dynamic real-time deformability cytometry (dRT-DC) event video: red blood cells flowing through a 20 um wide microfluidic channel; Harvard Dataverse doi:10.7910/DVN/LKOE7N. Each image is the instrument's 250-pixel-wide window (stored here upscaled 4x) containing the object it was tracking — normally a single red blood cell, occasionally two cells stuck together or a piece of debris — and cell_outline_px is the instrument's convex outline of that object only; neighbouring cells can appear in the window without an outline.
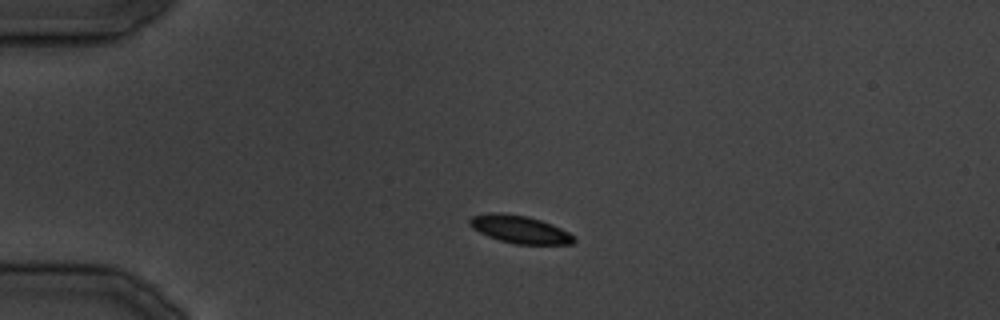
{"species": "common noctule bat (a hibernating species)", "species_latin": "Nyctalus noctula", "temperature_condition": "cold", "stored_images_in_passage": 19, "camera_frame_rate_fps": 3000, "um_per_image_px": 0.085, "animal": {"sex": "male", "body_mass_g": 19.5, "forearm_length_mm": 54.6}, "frame": {"image": 1, "passage_image": 1, "time_ms": 0.0, "image_size_px": [1000, 320], "cell_outline_px": [[576, 240], [572, 244], [516, 244], [500, 240], [488, 236], [472, 228], [468, 224], [468, 220], [472, 216], [488, 212], [504, 212], [528, 216], [552, 224], [576, 236]], "centroid_in_image_um": [44.17, 19.48], "position_along_channel_um": 40.8, "area_um2": 16.99}}
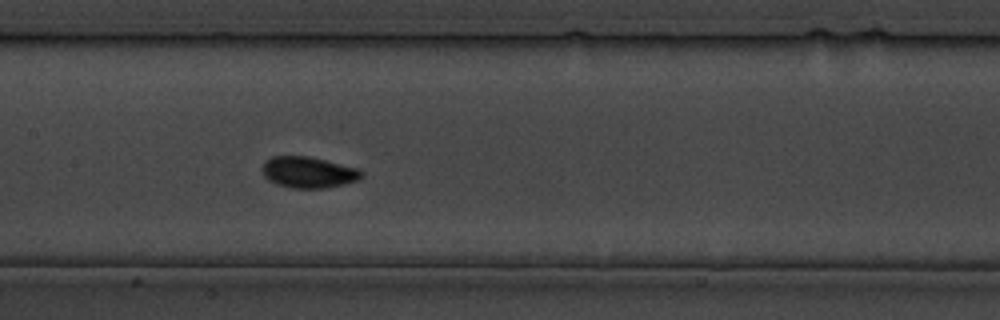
{"frame": {"image": 2, "passage_image": 10, "time_ms": 11.333, "image_size_px": [1000, 320], "cell_outline_px": [[364, 176], [360, 180], [344, 184], [324, 188], [292, 188], [276, 184], [268, 180], [264, 176], [264, 160], [272, 156], [308, 156], [356, 168], [364, 172]], "centroid_in_image_um": [26.23, 14.65], "position_along_channel_um": 181.2, "area_um2": 17.98}}
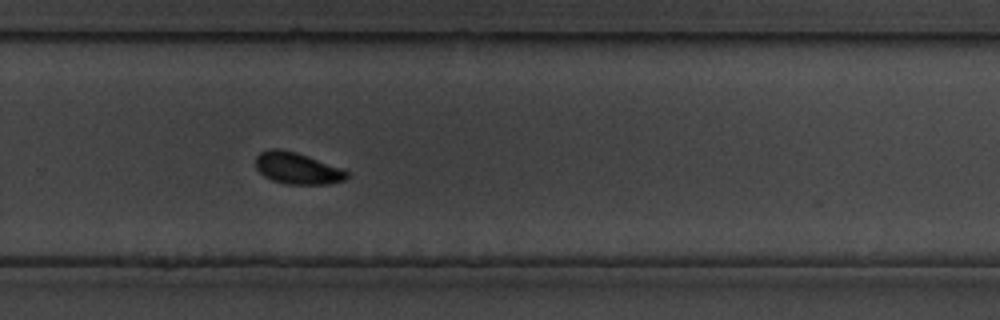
{"frame": {"image": 3, "passage_image": 17, "time_ms": 19.333, "image_size_px": [1000, 320], "cell_outline_px": [[348, 176], [344, 180], [328, 184], [288, 184], [272, 180], [264, 176], [256, 168], [256, 156], [260, 152], [268, 148], [280, 148], [296, 152], [344, 168], [348, 172]], "centroid_in_image_um": [25.27, 14.29], "position_along_channel_um": 304.5, "area_um2": 16.94}}